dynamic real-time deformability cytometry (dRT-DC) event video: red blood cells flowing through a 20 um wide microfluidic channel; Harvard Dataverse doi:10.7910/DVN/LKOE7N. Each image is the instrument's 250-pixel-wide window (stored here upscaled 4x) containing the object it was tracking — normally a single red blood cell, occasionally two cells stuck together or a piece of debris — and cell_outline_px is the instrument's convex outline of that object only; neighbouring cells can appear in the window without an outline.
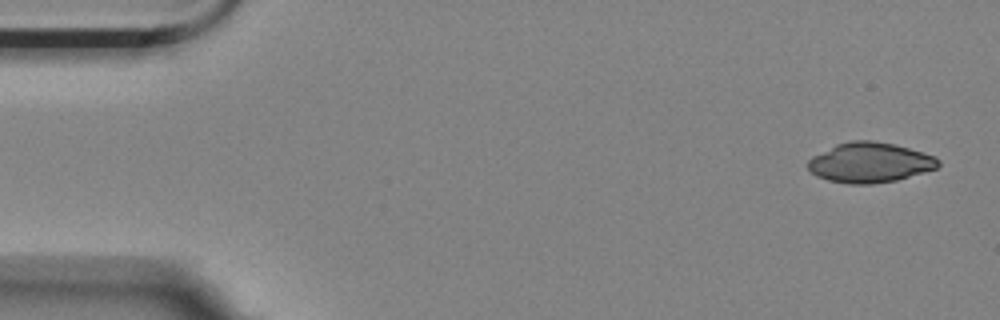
{"species": "Egyptian fruit bat (a non-hibernating species)", "species_latin": "Rousettus aegyptiacus", "temperature_condition": "room temperature", "stored_images_in_passage": 4, "camera_frame_rate_fps": 3000, "um_per_image_px": 0.085, "animal": {"sex": "female"}, "frame": {"image": 1, "passage_image": 1, "time_ms": 0.0, "image_size_px": [1000, 320], "cell_outline_px": [[940, 164], [936, 168], [896, 180], [872, 184], [848, 184], [828, 180], [816, 176], [804, 164], [812, 156], [836, 144], [852, 140], [872, 140], [896, 144], [932, 156], [940, 160]], "centroid_in_image_um": [73.88, 13.81], "position_along_channel_um": 11.1, "area_um2": 30.35}}